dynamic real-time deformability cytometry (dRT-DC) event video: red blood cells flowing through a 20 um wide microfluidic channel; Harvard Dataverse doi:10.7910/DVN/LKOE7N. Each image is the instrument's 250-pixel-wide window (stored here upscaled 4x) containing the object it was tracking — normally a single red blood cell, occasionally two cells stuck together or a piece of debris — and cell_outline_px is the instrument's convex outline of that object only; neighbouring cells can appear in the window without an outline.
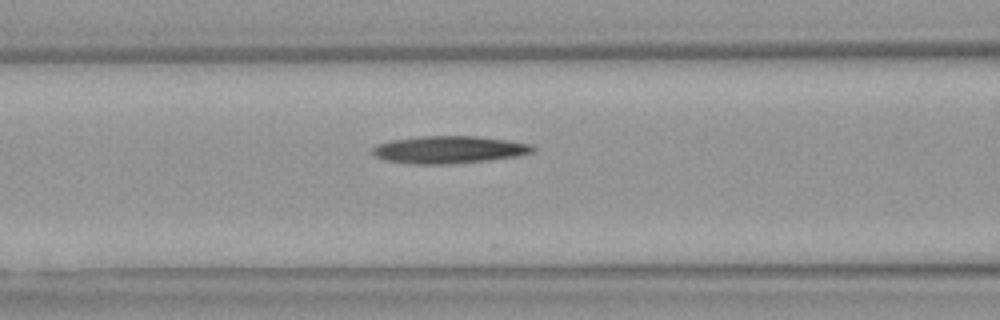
{"species": "Egyptian fruit bat (a non-hibernating species)", "species_latin": "Rousettus aegyptiacus", "temperature_condition": "warm", "stored_images_in_passage": 36, "camera_frame_rate_fps": 3000, "um_per_image_px": 0.085, "animal": {"sex": "female"}, "frame": {"image": 1, "passage_image": 11, "time_ms": 3.333, "image_size_px": [1000, 320], "cell_outline_px": [[536, 148], [532, 152], [516, 156], [488, 160], [444, 164], [416, 164], [388, 160], [376, 156], [372, 152], [372, 148], [376, 144], [392, 140], [420, 136], [476, 136], [508, 140], [536, 144]], "centroid_in_image_um": [38.21, 12.71], "position_along_channel_um": 128.4, "area_um2": 25.49}}
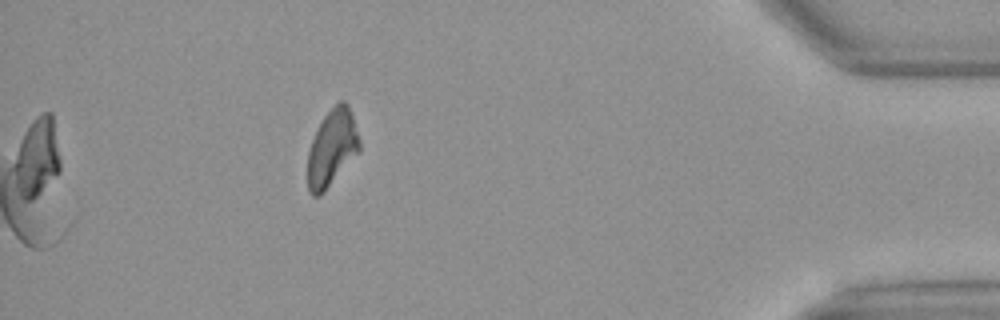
{"frame": {"image": 2, "passage_image": 35, "time_ms": 11.333, "image_size_px": [1000, 320], "cell_outline_px": [[360, 152], [324, 192], [320, 196], [312, 196], [308, 192], [308, 152], [312, 140], [324, 116], [340, 100], [344, 100], [348, 104], [360, 140]], "centroid_in_image_um": [28.23, 12.61], "position_along_channel_um": 407.0, "area_um2": 23.06}}